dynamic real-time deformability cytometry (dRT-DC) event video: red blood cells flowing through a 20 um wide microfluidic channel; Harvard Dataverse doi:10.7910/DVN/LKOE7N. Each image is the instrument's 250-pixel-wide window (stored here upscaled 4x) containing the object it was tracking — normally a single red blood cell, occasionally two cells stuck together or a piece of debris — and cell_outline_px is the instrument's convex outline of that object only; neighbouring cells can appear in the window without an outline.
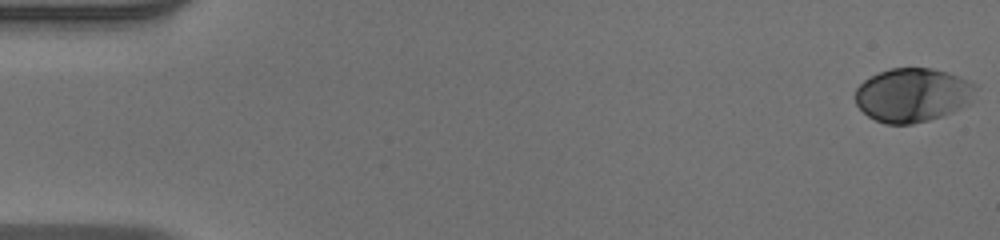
{"species": "human", "species_latin": "Homo sapiens", "temperature_condition": "warm", "stored_images_in_passage": 53, "camera_frame_rate_fps": 3000, "um_per_image_px": 0.085, "donor": {"sex": "male"}, "frame": {"image": 1, "passage_image": 1, "time_ms": 0.0, "image_size_px": [1000, 240], "cell_outline_px": [[976, 88], [968, 104], [952, 112], [928, 120], [912, 124], [884, 124], [868, 116], [856, 104], [856, 88], [864, 80], [880, 72], [892, 68], [932, 68], [948, 72], [972, 84]], "centroid_in_image_um": [77.54, 8.08], "position_along_channel_um": 7.5, "area_um2": 37.28}}
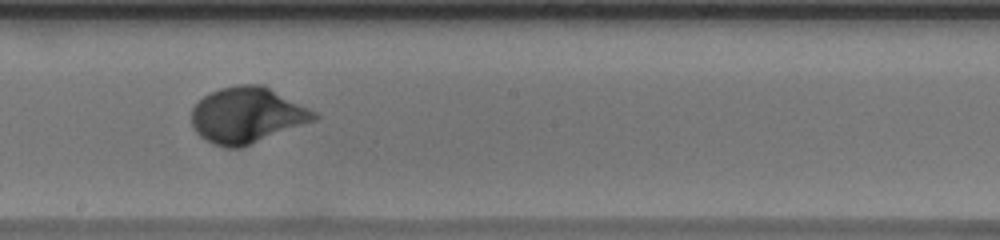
{"frame": {"image": 2, "passage_image": 30, "time_ms": 9.667, "image_size_px": [1000, 240], "cell_outline_px": [[320, 116], [316, 120], [240, 148], [228, 148], [212, 144], [200, 136], [196, 132], [192, 124], [192, 108], [204, 96], [220, 88], [236, 84], [264, 84], [316, 112]], "centroid_in_image_um": [21.01, 9.78], "position_along_channel_um": 227.2, "area_um2": 39.88}}
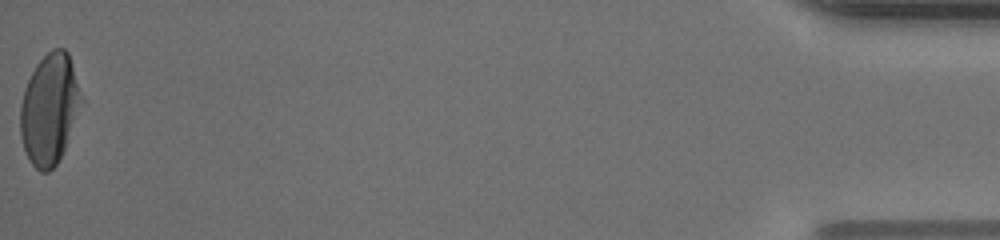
{"frame": {"image": 3, "passage_image": 53, "time_ms": 17.333, "image_size_px": [1000, 240], "cell_outline_px": [[84, 100], [64, 148], [56, 164], [48, 172], [40, 172], [32, 164], [24, 148], [20, 136], [20, 104], [24, 88], [36, 64], [52, 48], [64, 48], [68, 52]], "centroid_in_image_um": [4.21, 9.24], "position_along_channel_um": 431.0, "area_um2": 39.19}, "authors_computed_cell_mechanics": {"area_um2": 37.3966, "velocity_mm_per_s": 3.9316, "shape_relaxation_time_tau1_ms": 2.9051, "shape_relaxation_time_tau2_ms": null, "deformation_change_tau1": 0.1692, "deformation_change_tau2": null}}